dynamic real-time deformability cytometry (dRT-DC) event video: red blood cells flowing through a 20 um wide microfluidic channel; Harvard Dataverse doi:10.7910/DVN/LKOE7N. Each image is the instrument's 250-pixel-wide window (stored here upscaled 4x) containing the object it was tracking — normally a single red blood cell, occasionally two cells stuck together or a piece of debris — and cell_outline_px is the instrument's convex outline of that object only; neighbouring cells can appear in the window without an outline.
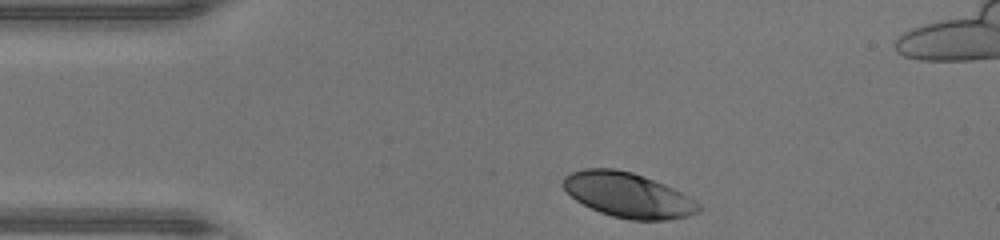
{"species": "human", "species_latin": "Homo sapiens", "temperature_condition": "warm", "stored_images_in_passage": 30, "camera_frame_rate_fps": 3000, "um_per_image_px": 0.085, "donor": {"sex": "male"}, "frame": {"image": 1, "passage_image": 1, "time_ms": 0.0, "image_size_px": [1000, 240], "cell_outline_px": [[700, 212], [688, 216], [668, 220], [632, 220], [612, 216], [600, 212], [576, 200], [564, 188], [564, 176], [572, 172], [584, 168], [612, 168], [632, 172], [644, 176], [664, 184], [688, 196], [700, 204]], "centroid_in_image_um": [53.4, 16.58], "position_along_channel_um": 31.6, "area_um2": 35.14}}
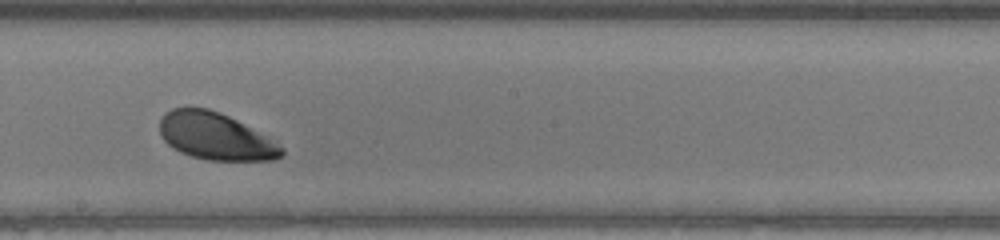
{"frame": {"image": 2, "passage_image": 18, "time_ms": 5.667, "image_size_px": [1000, 240], "cell_outline_px": [[284, 156], [272, 160], [208, 160], [192, 156], [180, 152], [172, 148], [164, 140], [160, 132], [160, 120], [164, 112], [172, 108], [208, 108], [220, 112], [244, 124], [284, 148]], "centroid_in_image_um": [18.28, 11.59], "position_along_channel_um": 229.9, "area_um2": 33.12}}
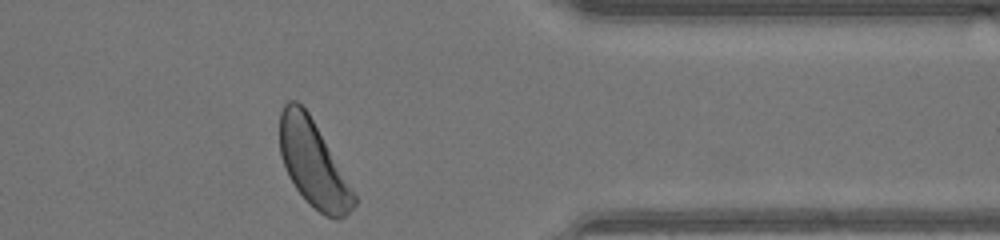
{"frame": {"image": 3, "passage_image": 30, "time_ms": 9.667, "image_size_px": [1000, 240], "cell_outline_px": [[356, 204], [340, 220], [336, 220], [324, 216], [296, 188], [288, 176], [280, 156], [280, 112], [284, 104], [288, 100], [296, 100], [308, 112], [356, 196]], "centroid_in_image_um": [26.59, 13.9], "position_along_channel_um": 384.8, "area_um2": 36.3}, "authors_computed_cell_mechanics": {"area_um2": 35.4025, "velocity_mm_per_s": 4.3217, "shape_relaxation_time_tau1_ms": 1.4477, "shape_relaxation_time_tau2_ms": null, "deformation_change_tau1": 0.1244, "deformation_change_tau2": null}}